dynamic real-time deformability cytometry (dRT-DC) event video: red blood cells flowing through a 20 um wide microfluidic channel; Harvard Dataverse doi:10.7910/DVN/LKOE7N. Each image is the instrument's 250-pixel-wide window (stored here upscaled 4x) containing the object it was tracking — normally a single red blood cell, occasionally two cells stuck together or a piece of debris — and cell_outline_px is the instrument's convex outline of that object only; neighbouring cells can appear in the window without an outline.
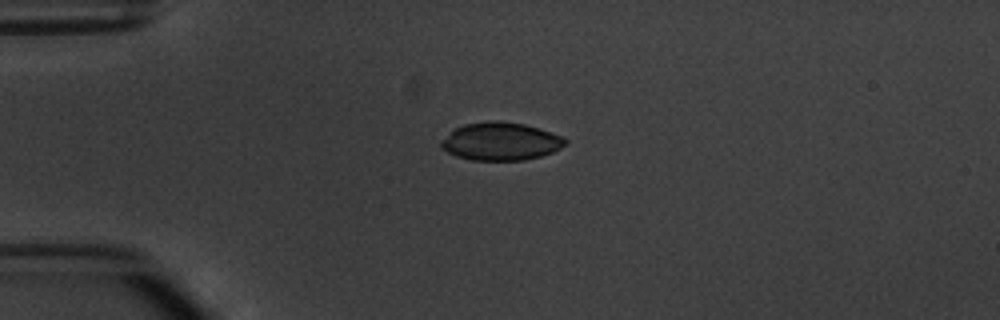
{"species": "common noctule bat (a hibernating species)", "species_latin": "Nyctalus noctula", "temperature_condition": "warm", "stored_images_in_passage": 2, "camera_frame_rate_fps": 3000, "um_per_image_px": 0.085, "animal": {"sex": "male", "body_mass_g": 20.1, "forearm_length_mm": 53.5}, "frame": {"image": 1, "passage_image": 2, "time_ms": 1.333, "image_size_px": [1000, 320], "cell_outline_px": [[568, 144], [552, 152], [540, 156], [524, 160], [472, 160], [456, 156], [440, 148], [440, 144], [456, 128], [464, 124], [488, 120], [500, 120], [524, 124], [540, 128], [560, 136], [568, 140]], "centroid_in_image_um": [42.59, 12.01], "position_along_channel_um": 42.4, "area_um2": 27.34}}